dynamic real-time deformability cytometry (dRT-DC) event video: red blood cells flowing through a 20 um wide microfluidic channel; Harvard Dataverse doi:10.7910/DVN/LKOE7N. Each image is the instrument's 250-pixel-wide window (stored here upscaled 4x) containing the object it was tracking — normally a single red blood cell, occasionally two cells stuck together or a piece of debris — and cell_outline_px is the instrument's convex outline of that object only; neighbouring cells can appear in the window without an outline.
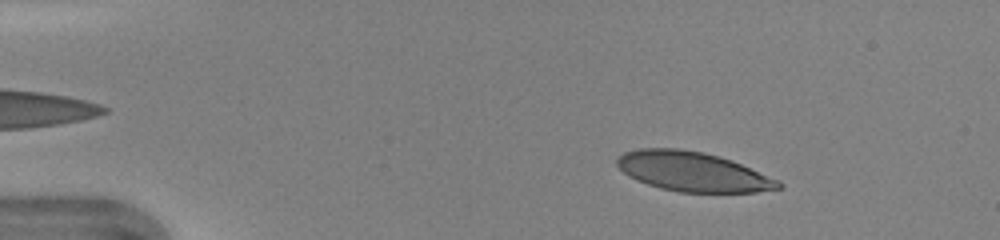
{"species": "human", "species_latin": "Homo sapiens", "temperature_condition": "warm", "stored_images_in_passage": 45, "camera_frame_rate_fps": 3000, "um_per_image_px": 0.085, "donor": {"sex": "female"}, "frame": {"image": 1, "passage_image": 6, "time_ms": 1.667, "image_size_px": [1000, 240], "cell_outline_px": [[784, 188], [756, 192], [680, 192], [660, 188], [648, 184], [628, 176], [616, 164], [616, 160], [624, 152], [640, 148], [680, 148], [704, 152], [720, 156], [732, 160], [780, 180], [784, 184]], "centroid_in_image_um": [58.93, 14.58], "position_along_channel_um": 26.1, "area_um2": 37.34}}
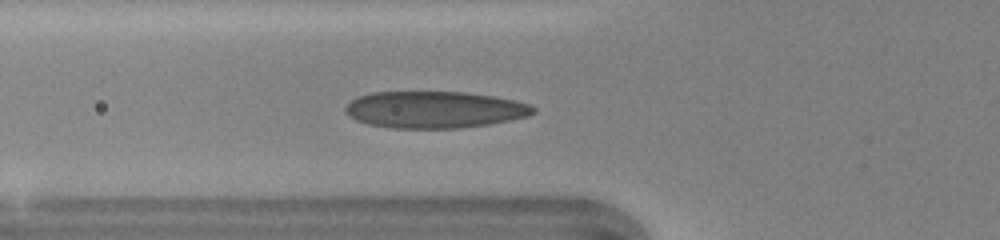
{"frame": {"image": 2, "passage_image": 16, "time_ms": 5.0, "image_size_px": [1000, 240], "cell_outline_px": [[536, 112], [528, 116], [488, 124], [456, 128], [392, 128], [368, 124], [356, 120], [348, 116], [344, 112], [344, 108], [352, 100], [360, 96], [372, 92], [464, 92], [492, 96], [516, 100], [528, 104], [536, 108]], "centroid_in_image_um": [36.91, 9.32], "position_along_channel_um": 88.9, "area_um2": 40.17}}
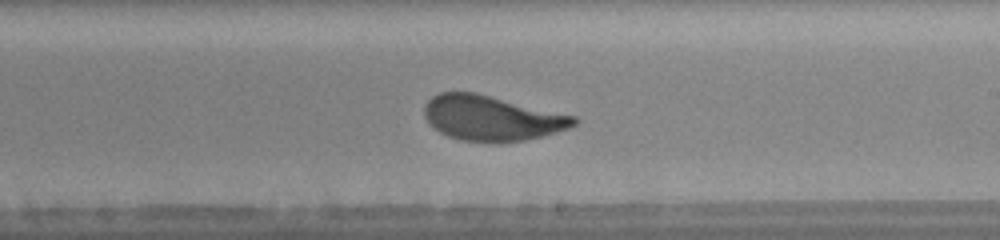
{"frame": {"image": 3, "passage_image": 27, "time_ms": 8.667, "image_size_px": [1000, 240], "cell_outline_px": [[580, 120], [576, 124], [568, 128], [556, 132], [524, 140], [460, 140], [448, 136], [440, 132], [424, 116], [424, 108], [428, 100], [432, 96], [440, 92], [476, 92], [576, 116]], "centroid_in_image_um": [41.81, 10.0], "position_along_channel_um": 247.2, "area_um2": 38.55}, "authors_computed_cell_mechanics": {"area_um2": 38.6104, "velocity_mm_per_s": 4.2981, "shape_relaxation_time_tau1_ms": 2.7099, "shape_relaxation_time_tau2_ms": null, "deformation_change_tau1": 0.1576, "deformation_change_tau2": null}}